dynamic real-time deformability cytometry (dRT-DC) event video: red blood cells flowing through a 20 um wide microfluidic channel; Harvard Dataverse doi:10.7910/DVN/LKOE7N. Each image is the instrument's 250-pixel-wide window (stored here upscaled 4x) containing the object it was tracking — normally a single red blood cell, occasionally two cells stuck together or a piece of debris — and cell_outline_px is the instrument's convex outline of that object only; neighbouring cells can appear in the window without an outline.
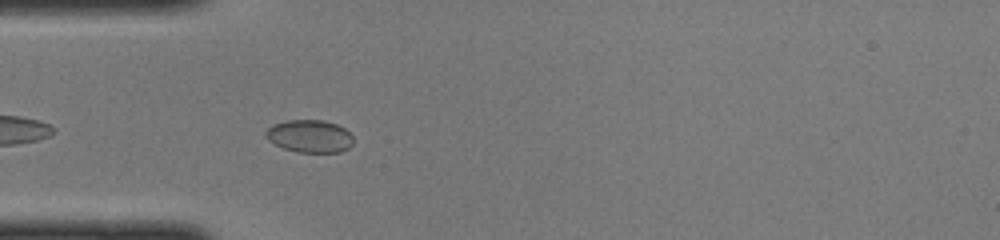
{"species": "common noctule bat (a hibernating species)", "species_latin": "Nyctalus noctula", "temperature_condition": "cold", "stored_images_in_passage": 14, "camera_frame_rate_fps": 3000, "um_per_image_px": 0.085, "animal": {"sex": "female", "body_mass_g": 22.0, "forearm_length_mm": 56.7}, "frame": {"image": 1, "passage_image": 3, "time_ms": 0.667, "image_size_px": [1000, 240], "cell_outline_px": [[352, 144], [348, 148], [340, 152], [296, 152], [284, 148], [268, 140], [264, 136], [264, 132], [272, 124], [288, 120], [324, 120], [336, 124], [344, 128], [352, 136]], "centroid_in_image_um": [26.29, 11.57], "position_along_channel_um": 58.7, "area_um2": 16.65}}
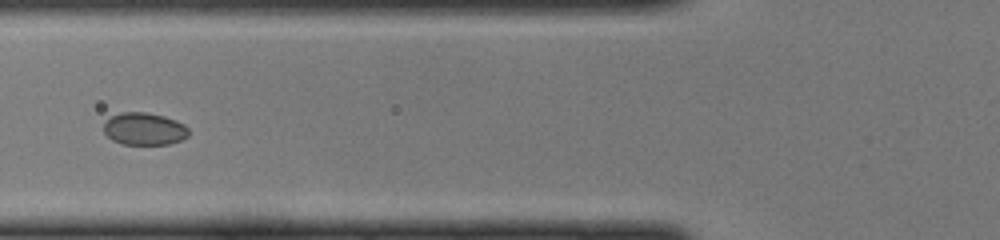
{"frame": {"image": 2, "passage_image": 7, "time_ms": 2.0, "image_size_px": [1000, 240], "cell_outline_px": [[188, 136], [180, 140], [168, 144], [124, 144], [112, 140], [104, 132], [104, 124], [112, 116], [120, 112], [144, 112], [164, 116], [176, 120], [184, 124], [188, 128]], "centroid_in_image_um": [12.27, 10.95], "position_along_channel_um": 113.5, "area_um2": 15.9}}
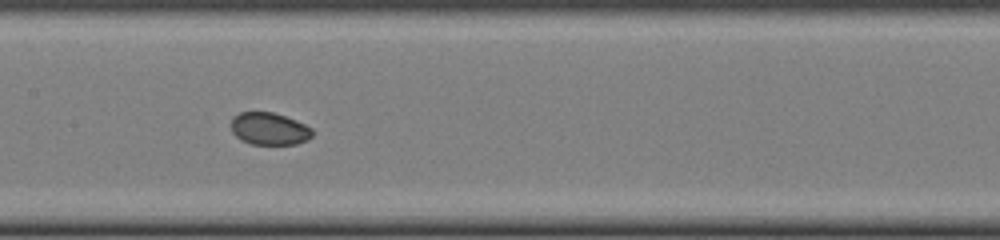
{"frame": {"image": 3, "passage_image": 12, "time_ms": 3.667, "image_size_px": [1000, 240], "cell_outline_px": [[312, 136], [308, 140], [296, 144], [252, 144], [240, 140], [232, 132], [232, 116], [240, 112], [272, 112], [296, 120], [312, 128]], "centroid_in_image_um": [22.88, 10.95], "position_along_channel_um": 184.5, "area_um2": 15.32}}